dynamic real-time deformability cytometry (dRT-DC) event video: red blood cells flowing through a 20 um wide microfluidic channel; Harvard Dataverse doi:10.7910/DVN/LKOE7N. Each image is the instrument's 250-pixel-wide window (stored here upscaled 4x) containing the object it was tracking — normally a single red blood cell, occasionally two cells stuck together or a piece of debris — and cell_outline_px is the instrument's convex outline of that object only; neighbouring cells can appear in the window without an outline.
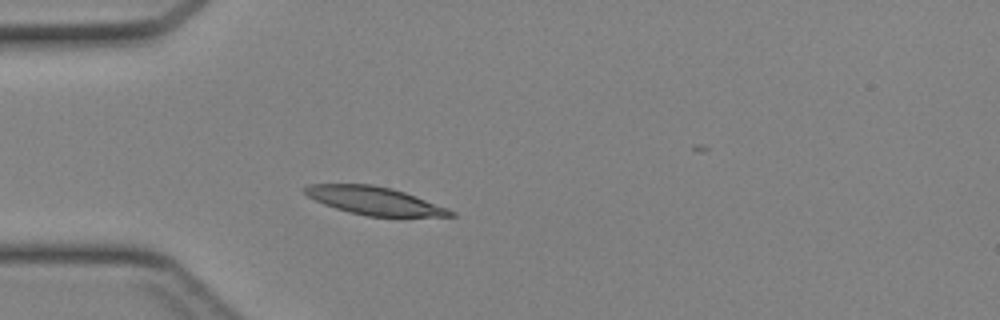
{"species": "Egyptian fruit bat (a non-hibernating species)", "species_latin": "Rousettus aegyptiacus", "temperature_condition": "cold", "stored_images_in_passage": 33, "camera_frame_rate_fps": 3000, "um_per_image_px": 0.085, "animal": {"sex": "female"}, "frame": {"image": 1, "passage_image": 1, "time_ms": 0.0, "image_size_px": [1000, 320], "cell_outline_px": [[456, 216], [368, 216], [348, 212], [324, 204], [308, 196], [300, 188], [308, 184], [372, 184], [392, 188], [416, 196], [448, 208], [456, 212]], "centroid_in_image_um": [31.81, 17.05], "position_along_channel_um": 53.2, "area_um2": 23.7}}
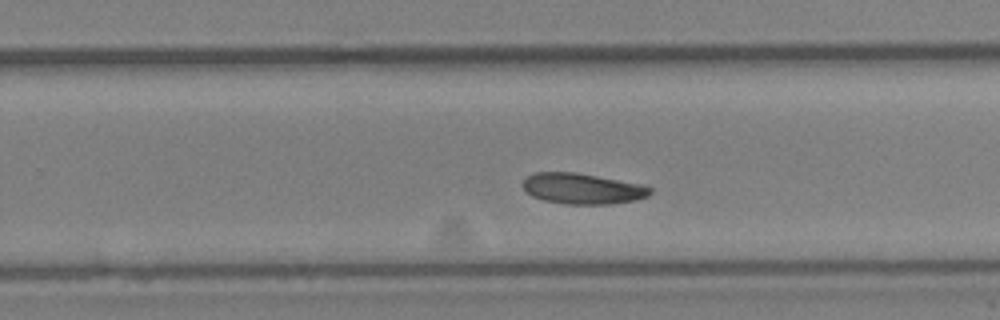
{"frame": {"image": 2, "passage_image": 17, "time_ms": 5.333, "image_size_px": [1000, 320], "cell_outline_px": [[652, 192], [648, 196], [636, 200], [608, 204], [564, 204], [544, 200], [532, 196], [520, 184], [528, 176], [536, 172], [572, 172], [644, 184], [652, 188]], "centroid_in_image_um": [49.53, 16.03], "position_along_channel_um": 280.3, "area_um2": 22.77}}
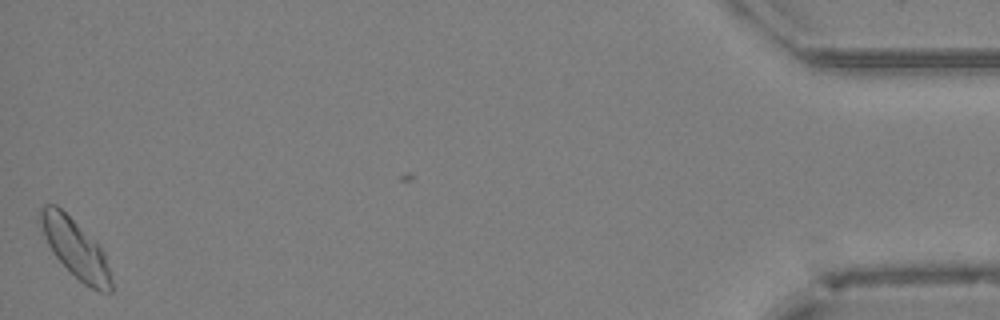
{"frame": {"image": 3, "passage_image": 33, "time_ms": 10.667, "image_size_px": [1000, 320], "cell_outline_px": [[112, 292], [100, 292], [84, 284], [52, 252], [36, 220], [40, 208], [44, 204], [56, 204], [96, 240], [100, 244], [104, 252], [112, 280]], "centroid_in_image_um": [6.39, 21.06], "position_along_channel_um": 428.8, "area_um2": 24.33}}